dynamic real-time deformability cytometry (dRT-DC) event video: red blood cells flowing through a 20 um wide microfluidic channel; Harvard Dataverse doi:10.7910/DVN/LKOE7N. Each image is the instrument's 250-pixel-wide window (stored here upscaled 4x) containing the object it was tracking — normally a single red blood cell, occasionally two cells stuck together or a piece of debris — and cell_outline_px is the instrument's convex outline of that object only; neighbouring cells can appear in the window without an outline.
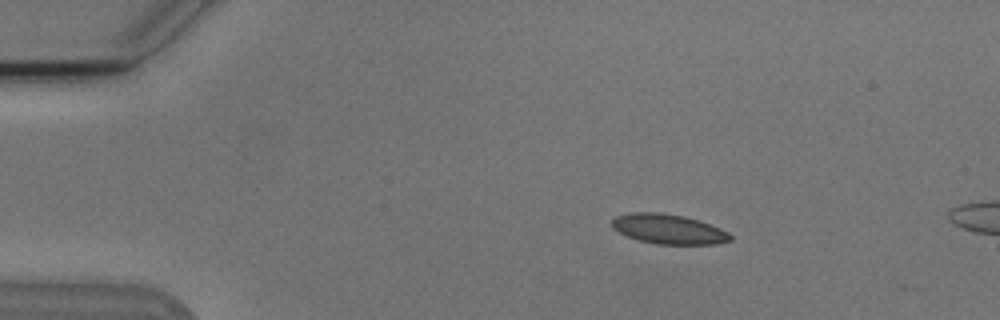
{"species": "Egyptian fruit bat (a non-hibernating species)", "species_latin": "Rousettus aegyptiacus", "temperature_condition": "cold", "stored_images_in_passage": 3, "camera_frame_rate_fps": 3000, "um_per_image_px": 0.085, "animal": {"sex": "male"}, "frame": {"image": 1, "passage_image": 2, "time_ms": 1.333, "image_size_px": [1000, 320], "cell_outline_px": [[732, 240], [716, 244], [656, 244], [640, 240], [628, 236], [612, 228], [612, 220], [616, 216], [632, 212], [660, 212], [684, 216], [720, 228], [728, 232], [732, 236]], "centroid_in_image_um": [56.82, 19.47], "position_along_channel_um": 28.2, "area_um2": 20.35}}